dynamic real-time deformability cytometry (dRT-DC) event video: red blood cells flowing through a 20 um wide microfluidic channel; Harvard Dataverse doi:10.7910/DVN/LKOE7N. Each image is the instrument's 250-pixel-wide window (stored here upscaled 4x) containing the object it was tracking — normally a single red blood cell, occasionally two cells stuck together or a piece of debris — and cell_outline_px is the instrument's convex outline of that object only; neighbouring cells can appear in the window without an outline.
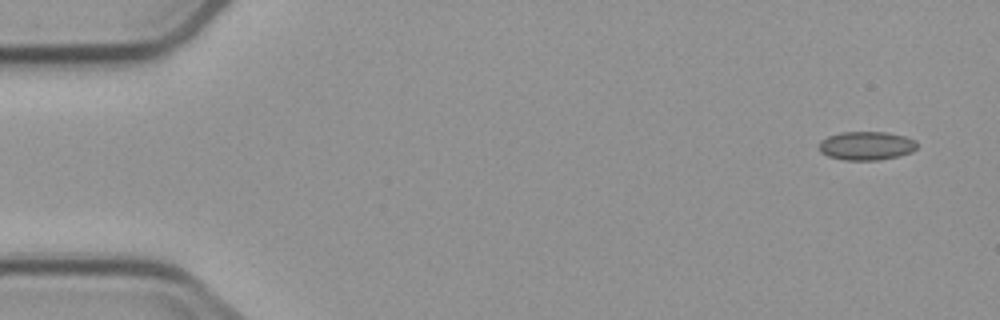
{"species": "common noctule bat (a hibernating species)", "species_latin": "Nyctalus noctula", "temperature_condition": "cold", "stored_images_in_passage": 4, "camera_frame_rate_fps": 3000, "um_per_image_px": 0.085, "animal": {"sex": "male", "body_mass_g": 23.1, "forearm_length_mm": 52.7}, "frame": {"image": 1, "passage_image": 1, "time_ms": 0.0, "image_size_px": [1000, 320], "cell_outline_px": [[916, 148], [912, 152], [900, 156], [880, 160], [844, 160], [828, 156], [820, 152], [820, 140], [828, 136], [840, 132], [884, 132], [904, 136], [916, 140]], "centroid_in_image_um": [73.64, 12.39], "position_along_channel_um": 11.4, "area_um2": 16.42}}
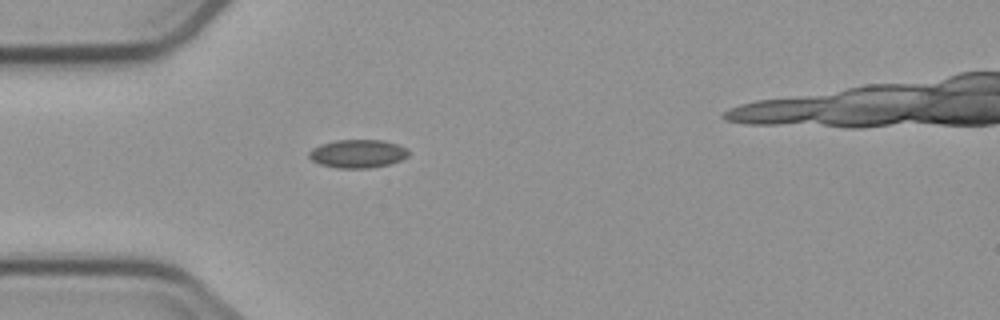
{"frame": {"image": 2, "passage_image": 4, "time_ms": 4.333, "image_size_px": [1000, 320], "cell_outline_px": [[408, 156], [400, 160], [388, 164], [368, 168], [336, 168], [320, 164], [312, 160], [308, 156], [308, 152], [312, 148], [320, 144], [336, 140], [380, 140], [396, 144], [408, 148]], "centroid_in_image_um": [30.37, 13.06], "position_along_channel_um": 54.6, "area_um2": 16.36}}